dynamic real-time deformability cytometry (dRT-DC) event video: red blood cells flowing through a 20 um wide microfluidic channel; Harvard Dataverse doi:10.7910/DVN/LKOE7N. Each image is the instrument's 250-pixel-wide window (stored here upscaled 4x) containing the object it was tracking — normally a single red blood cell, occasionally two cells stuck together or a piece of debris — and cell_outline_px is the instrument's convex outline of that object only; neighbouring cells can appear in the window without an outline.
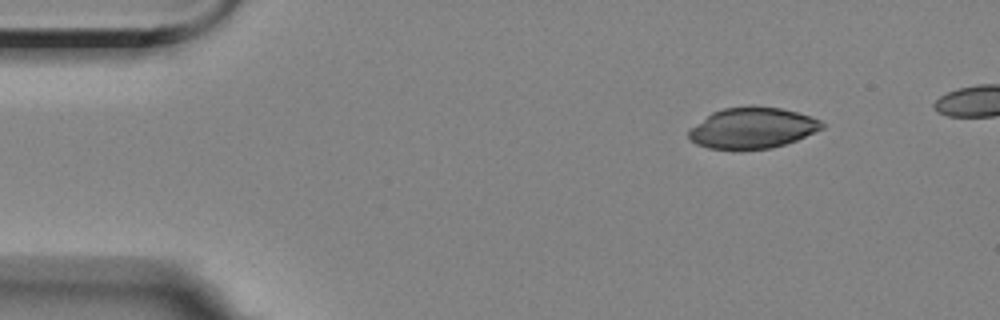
{"species": "Egyptian fruit bat (a non-hibernating species)", "species_latin": "Rousettus aegyptiacus", "temperature_condition": "room temperature", "stored_images_in_passage": 4, "camera_frame_rate_fps": 3000, "um_per_image_px": 0.085, "animal": {"sex": "female"}, "frame": {"image": 1, "passage_image": 1, "time_ms": 0.0, "image_size_px": [1000, 320], "cell_outline_px": [[824, 128], [796, 140], [772, 148], [708, 148], [696, 144], [688, 136], [688, 132], [696, 124], [712, 112], [724, 108], [748, 104], [752, 104], [780, 108], [812, 116], [820, 120], [824, 124]], "centroid_in_image_um": [63.98, 10.84], "position_along_channel_um": 21.0, "area_um2": 31.62}}